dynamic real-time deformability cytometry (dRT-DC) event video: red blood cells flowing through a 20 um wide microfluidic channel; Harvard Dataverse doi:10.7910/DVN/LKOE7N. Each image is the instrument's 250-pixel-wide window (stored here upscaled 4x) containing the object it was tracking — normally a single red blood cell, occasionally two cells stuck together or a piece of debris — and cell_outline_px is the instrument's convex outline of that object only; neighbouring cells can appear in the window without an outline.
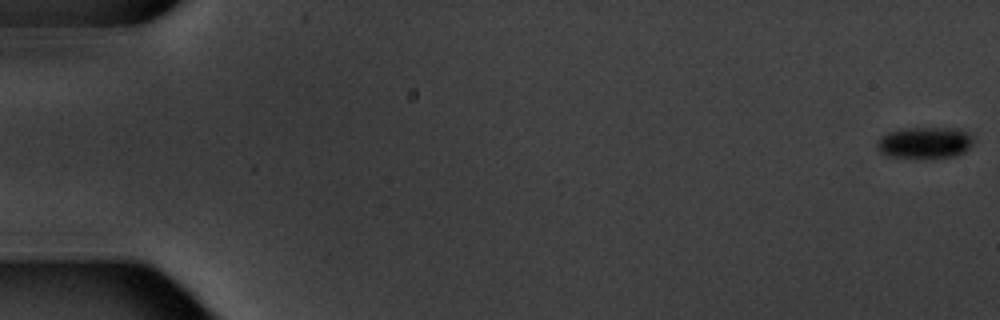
{"species": "common noctule bat (a hibernating species)", "species_latin": "Nyctalus noctula", "temperature_condition": "warm", "stored_images_in_passage": 16, "camera_frame_rate_fps": 3000, "um_per_image_px": 0.085, "animal": {"sex": "male", "body_mass_g": 20.1, "forearm_length_mm": 53.5}, "frame": {"image": 1, "passage_image": 1, "time_ms": 0.0, "image_size_px": [1000, 320], "cell_outline_px": [[972, 144], [964, 152], [956, 156], [916, 160], [888, 156], [880, 152], [876, 144], [876, 140], [880, 136], [888, 132], [904, 128], [952, 128], [968, 132], [972, 136]], "centroid_in_image_um": [78.56, 12.16], "position_along_channel_um": 6.4, "area_um2": 18.21}}
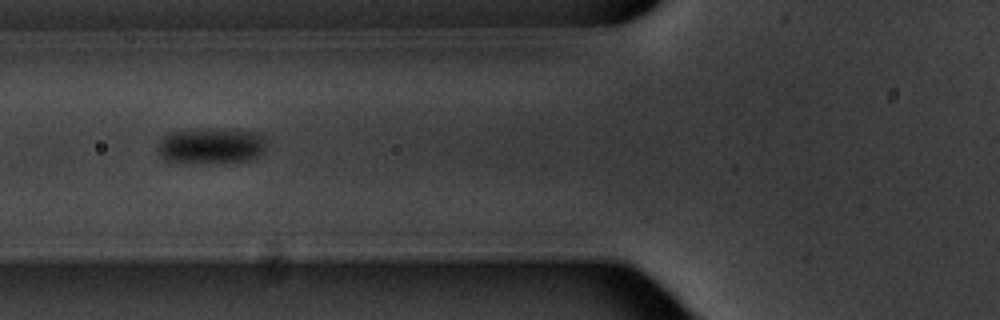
{"frame": {"image": 2, "passage_image": 7, "time_ms": 7.667, "image_size_px": [1000, 320], "cell_outline_px": [[264, 152], [252, 160], [168, 160], [160, 152], [160, 140], [168, 132], [188, 128], [208, 128], [260, 132], [264, 140]], "centroid_in_image_um": [17.99, 12.3], "position_along_channel_um": 107.8, "area_um2": 21.73}}
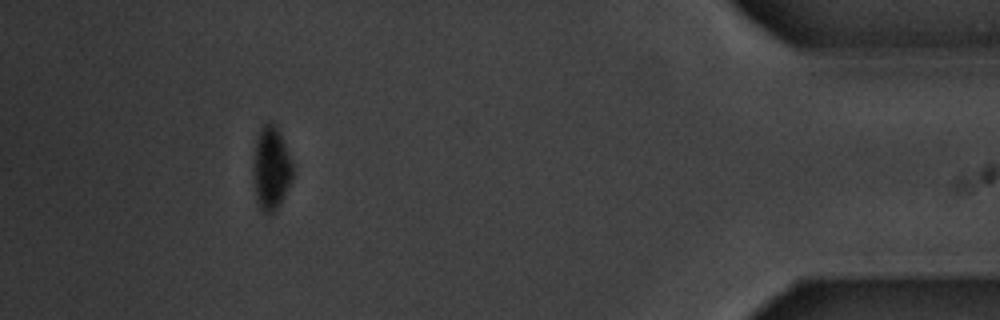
{"frame": {"image": 3, "passage_image": 15, "time_ms": 18.0, "image_size_px": [1000, 320], "cell_outline_px": [[292, 180], [280, 204], [272, 212], [260, 212], [256, 200], [252, 176], [256, 140], [264, 124], [268, 120], [276, 124], [280, 132], [292, 160]], "centroid_in_image_um": [23.04, 14.3], "position_along_channel_um": 412.2, "area_um2": 19.31}, "authors_computed_cell_mechanics": {"area_um2": 19.7676, "velocity_mm_per_s": 3.4717, "shape_relaxation_time_tau1_ms": 2.9417, "shape_relaxation_time_tau2_ms": null, "deformation_change_tau1": 0.0919, "deformation_change_tau2": null}}